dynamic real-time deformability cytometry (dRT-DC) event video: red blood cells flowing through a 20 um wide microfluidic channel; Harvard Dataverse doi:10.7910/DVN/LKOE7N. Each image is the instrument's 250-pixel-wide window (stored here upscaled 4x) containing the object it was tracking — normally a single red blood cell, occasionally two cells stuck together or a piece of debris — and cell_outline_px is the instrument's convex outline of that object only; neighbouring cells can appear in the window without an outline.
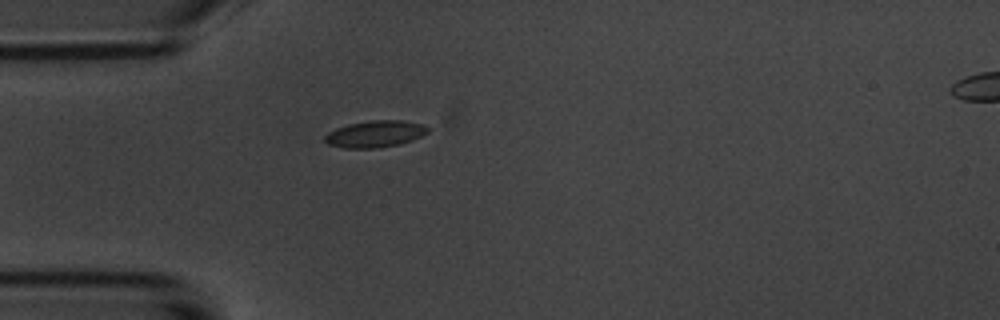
{"species": "common noctule bat (a hibernating species)", "species_latin": "Nyctalus noctula", "temperature_condition": "room temperature", "stored_images_in_passage": 32, "camera_frame_rate_fps": 3000, "um_per_image_px": 0.085, "animal": {"sex": "male", "body_mass_g": 20.1, "forearm_length_mm": 53.5}, "frame": {"image": 1, "passage_image": 1, "time_ms": 0.0, "image_size_px": [1000, 320], "cell_outline_px": [[428, 132], [412, 140], [400, 144], [376, 148], [344, 148], [328, 144], [324, 140], [324, 136], [328, 132], [336, 128], [348, 124], [372, 120], [404, 120], [420, 124], [428, 128]], "centroid_in_image_um": [31.85, 11.39], "position_along_channel_um": 53.1, "area_um2": 15.95}}
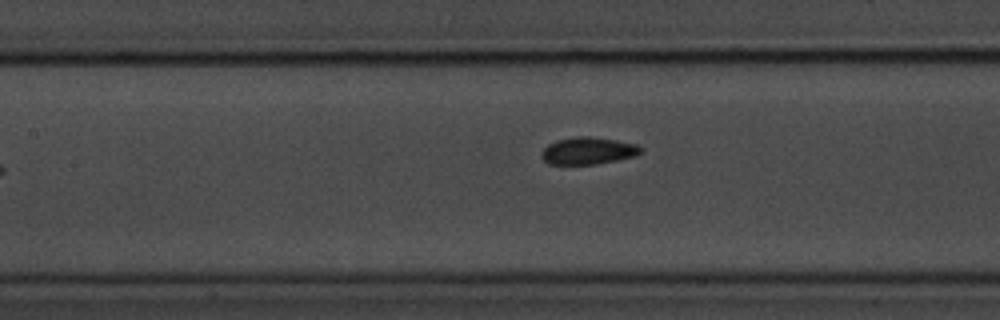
{"frame": {"image": 2, "passage_image": 10, "time_ms": 3.0, "image_size_px": [1000, 320], "cell_outline_px": [[644, 148], [636, 156], [596, 164], [548, 164], [540, 156], [540, 152], [548, 144], [556, 140], [576, 136], [588, 136], [616, 140], [636, 144]], "centroid_in_image_um": [49.97, 12.81], "position_along_channel_um": 157.4, "area_um2": 15.78}}
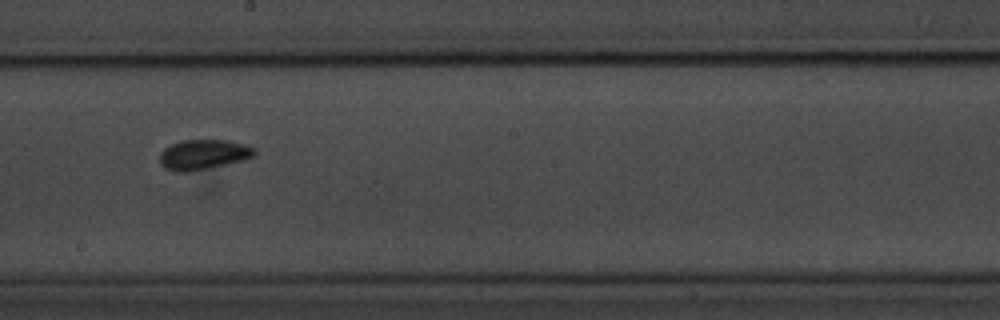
{"frame": {"image": 3, "passage_image": 16, "time_ms": 5.0, "image_size_px": [1000, 320], "cell_outline_px": [[256, 152], [252, 156], [244, 160], [228, 164], [188, 172], [172, 172], [164, 168], [160, 164], [160, 152], [164, 148], [172, 144], [184, 140], [224, 140], [244, 144], [256, 148]], "centroid_in_image_um": [17.26, 13.15], "position_along_channel_um": 230.9, "area_um2": 16.65}, "authors_computed_cell_mechanics": {"area_um2": 15.8372, "velocity_mm_per_s": 3.68, "shape_relaxation_time_tau1_ms": 2.0611, "shape_relaxation_time_tau2_ms": 1.3769, "deformation_change_tau1": 0.0728, "deformation_change_tau2": 0.0366}}